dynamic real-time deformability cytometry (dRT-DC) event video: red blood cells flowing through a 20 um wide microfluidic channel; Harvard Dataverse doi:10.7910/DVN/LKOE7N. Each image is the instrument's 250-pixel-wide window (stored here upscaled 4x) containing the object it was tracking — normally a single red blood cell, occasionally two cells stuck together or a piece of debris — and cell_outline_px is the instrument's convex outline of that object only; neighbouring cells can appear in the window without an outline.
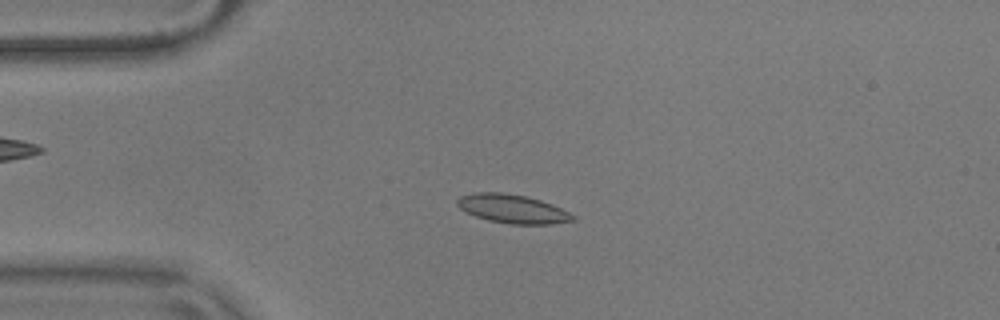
{"species": "common noctule bat (a hibernating species)", "species_latin": "Nyctalus noctula", "temperature_condition": "warm", "stored_images_in_passage": 55, "camera_frame_rate_fps": 3000, "um_per_image_px": 0.085, "animal": {"sex": "male", "body_mass_g": 17.9}, "frame": {"image": 1, "passage_image": 13, "time_ms": 4.0, "image_size_px": [1000, 320], "cell_outline_px": [[576, 220], [552, 224], [512, 224], [488, 220], [476, 216], [460, 208], [456, 204], [456, 200], [460, 196], [476, 192], [504, 192], [524, 196], [540, 200], [560, 208], [576, 216]], "centroid_in_image_um": [43.56, 17.75], "position_along_channel_um": 41.4, "area_um2": 19.19}}
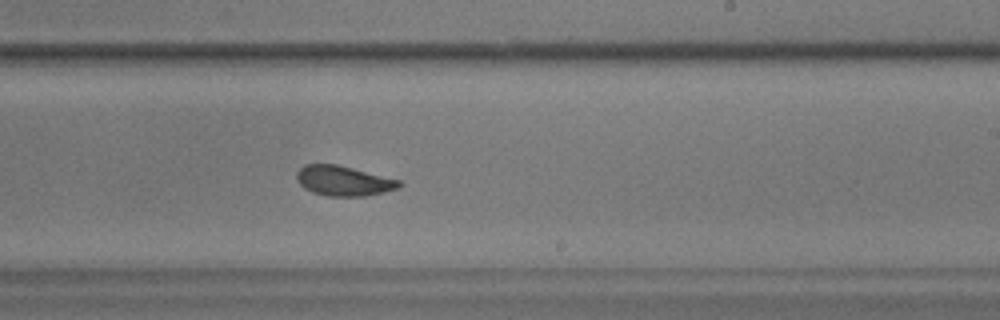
{"frame": {"image": 2, "passage_image": 33, "time_ms": 10.667, "image_size_px": [1000, 320], "cell_outline_px": [[404, 184], [400, 188], [364, 196], [328, 196], [312, 192], [304, 188], [300, 184], [296, 176], [296, 172], [304, 164], [336, 164], [400, 180]], "centroid_in_image_um": [29.2, 15.37], "position_along_channel_um": 259.8, "area_um2": 17.86}}
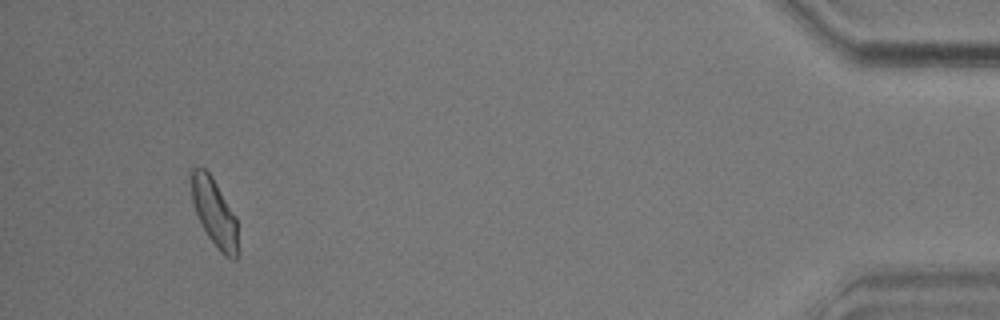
{"frame": {"image": 3, "passage_image": 52, "time_ms": 17.0, "image_size_px": [1000, 320], "cell_outline_px": [[240, 252], [236, 260], [232, 260], [224, 256], [220, 252], [208, 236], [200, 224], [192, 200], [188, 172], [192, 168], [204, 168], [212, 176], [236, 216]], "centroid_in_image_um": [18.23, 18.1], "position_along_channel_um": 417.0, "area_um2": 19.07}, "authors_computed_cell_mechanics": {"area_um2": 18.496, "velocity_mm_per_s": 3.612, "shape_relaxation_time_tau1_ms": 3.38, "shape_relaxation_time_tau2_ms": 1.6199, "deformation_change_tau1": 0.078, "deformation_change_tau2": 0.0622}}